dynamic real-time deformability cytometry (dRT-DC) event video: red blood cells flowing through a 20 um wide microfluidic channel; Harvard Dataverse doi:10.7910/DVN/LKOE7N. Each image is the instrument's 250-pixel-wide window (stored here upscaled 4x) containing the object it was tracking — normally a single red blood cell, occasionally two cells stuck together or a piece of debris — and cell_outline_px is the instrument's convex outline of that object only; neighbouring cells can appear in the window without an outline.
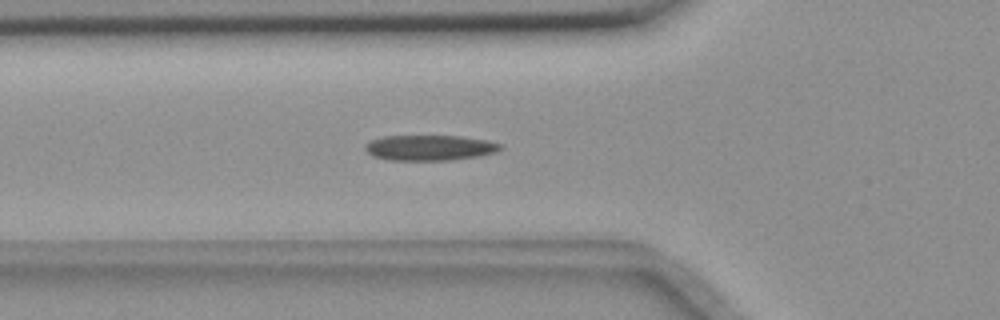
{"species": "common noctule bat (a hibernating species)", "species_latin": "Nyctalus noctula", "temperature_condition": "room temperature", "stored_images_in_passage": 42, "segment_of_instrument_passage": [1, 2], "camera_frame_rate_fps": 3000, "um_per_image_px": 0.085, "animal": {"sex": "female", "body_mass_g": 18.4}, "frame": {"image": 1, "passage_image": 5, "time_ms": 1.333, "image_size_px": [1000, 320], "cell_outline_px": [[500, 148], [496, 152], [476, 156], [448, 160], [388, 160], [372, 156], [364, 148], [364, 144], [380, 136], [460, 136], [484, 140], [500, 144]], "centroid_in_image_um": [36.43, 12.55], "position_along_channel_um": 89.4, "area_um2": 19.83}}
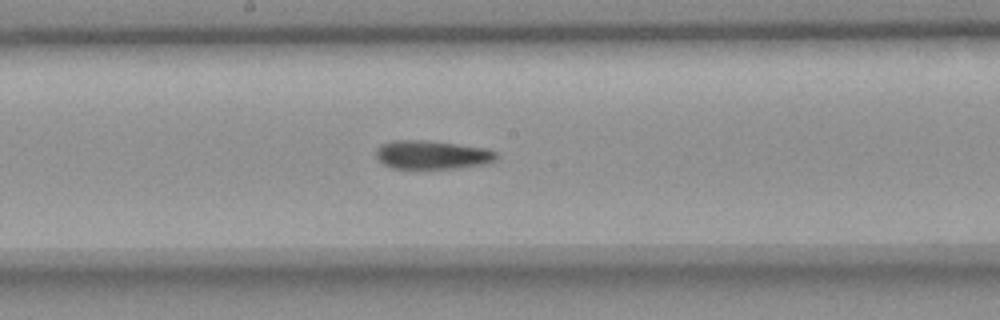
{"frame": {"image": 2, "passage_image": 15, "time_ms": 4.667, "image_size_px": [1000, 320], "cell_outline_px": [[496, 160], [484, 164], [456, 168], [392, 168], [384, 164], [376, 156], [376, 148], [380, 144], [392, 140], [428, 140], [484, 148], [496, 152]], "centroid_in_image_um": [36.69, 13.15], "position_along_channel_um": 211.5, "area_um2": 19.94}}
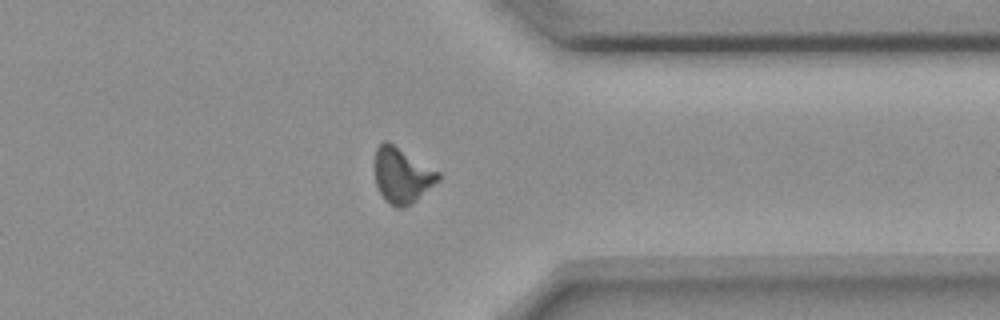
{"frame": {"image": 3, "passage_image": 29, "time_ms": 9.333, "image_size_px": [1000, 320], "cell_outline_px": [[440, 180], [416, 200], [404, 208], [396, 208], [384, 200], [376, 184], [376, 148], [384, 140], [388, 140], [440, 172]], "centroid_in_image_um": [34.19, 14.9], "position_along_channel_um": 377.2, "area_um2": 20.46}}